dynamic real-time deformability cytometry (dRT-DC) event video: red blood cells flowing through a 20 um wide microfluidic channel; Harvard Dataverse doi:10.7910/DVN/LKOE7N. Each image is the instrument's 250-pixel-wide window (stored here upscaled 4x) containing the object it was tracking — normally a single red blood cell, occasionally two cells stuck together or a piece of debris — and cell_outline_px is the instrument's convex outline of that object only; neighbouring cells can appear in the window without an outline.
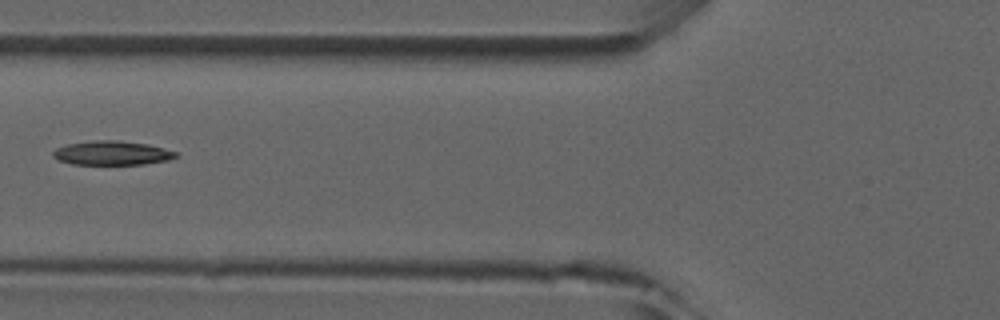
{"species": "common noctule bat (a hibernating species)", "species_latin": "Nyctalus noctula", "temperature_condition": "room temperature", "stored_images_in_passage": 2, "camera_frame_rate_fps": 3000, "um_per_image_px": 0.085, "animal": {"sex": "male", "forearm_length_mm": 52.5}, "frame": {"image": 1, "passage_image": 2, "time_ms": 1.0, "image_size_px": [1000, 320], "cell_outline_px": [[180, 156], [168, 160], [144, 164], [72, 164], [60, 160], [52, 156], [52, 152], [56, 148], [68, 144], [96, 140], [120, 140], [148, 144], [164, 148], [176, 152]], "centroid_in_image_um": [9.55, 13.0], "position_along_channel_um": 116.3, "area_um2": 17.22}}